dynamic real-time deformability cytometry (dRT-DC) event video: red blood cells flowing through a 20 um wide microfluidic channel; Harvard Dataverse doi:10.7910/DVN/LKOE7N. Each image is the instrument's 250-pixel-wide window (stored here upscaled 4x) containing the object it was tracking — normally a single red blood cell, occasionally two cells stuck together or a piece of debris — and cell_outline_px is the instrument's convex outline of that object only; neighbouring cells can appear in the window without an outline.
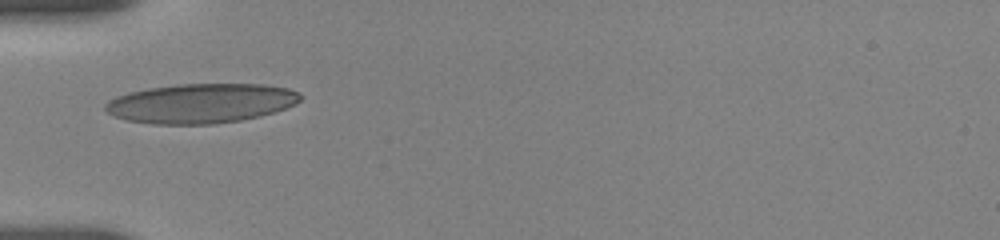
{"species": "human", "species_latin": "Homo sapiens", "temperature_condition": "room temperature", "stored_images_in_passage": 29, "camera_frame_rate_fps": 3000, "um_per_image_px": 0.085, "donor": {"sex": "female"}, "frame": {"image": 1, "passage_image": 1, "time_ms": 0.0, "image_size_px": [1000, 240], "cell_outline_px": [[304, 96], [296, 104], [260, 116], [240, 120], [216, 124], [152, 124], [128, 120], [112, 116], [104, 108], [104, 104], [108, 100], [116, 96], [148, 88], [176, 84], [264, 84], [288, 88], [300, 92]], "centroid_in_image_um": [17.09, 8.78], "position_along_channel_um": 67.9, "area_um2": 45.08}}
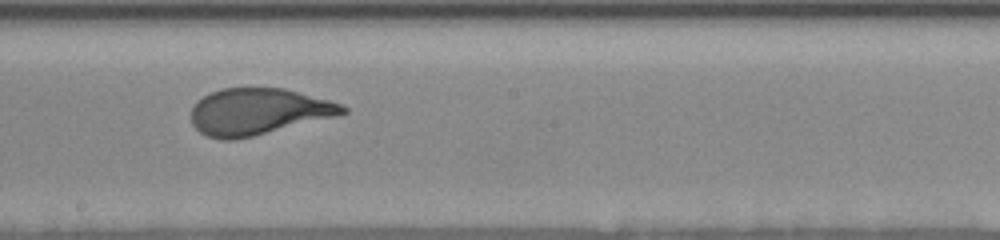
{"frame": {"image": 2, "passage_image": 11, "time_ms": 4.333, "image_size_px": [1000, 240], "cell_outline_px": [[348, 112], [252, 136], [232, 140], [224, 140], [208, 136], [200, 132], [192, 124], [192, 108], [196, 100], [220, 88], [284, 88], [328, 100], [340, 104], [348, 108]], "centroid_in_image_um": [21.88, 9.47], "position_along_channel_um": 226.3, "area_um2": 40.29}}
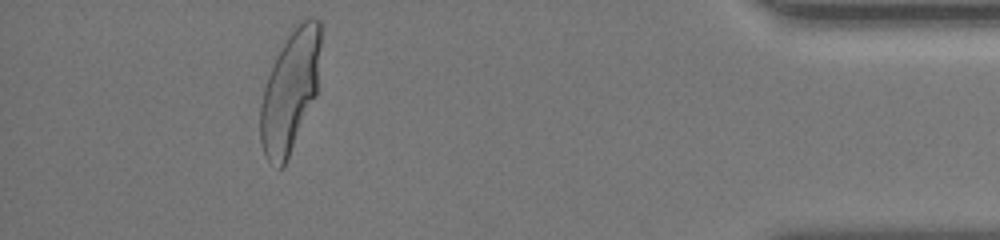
{"frame": {"image": 3, "passage_image": 25, "time_ms": 10.667, "image_size_px": [1000, 240], "cell_outline_px": [[320, 44], [316, 96], [284, 168], [276, 168], [264, 156], [260, 140], [260, 104], [264, 88], [268, 76], [280, 48], [292, 24], [296, 20], [304, 16], [312, 16], [320, 20]], "centroid_in_image_um": [24.65, 7.69], "position_along_channel_um": 410.5, "area_um2": 43.29}, "authors_computed_cell_mechanics": {"area_um2": 41.7894, "velocity_mm_per_s": 3.6616, "shape_relaxation_time_tau1_ms": 4.0511, "shape_relaxation_time_tau2_ms": null, "deformation_change_tau1": 0.1888, "deformation_change_tau2": null}}